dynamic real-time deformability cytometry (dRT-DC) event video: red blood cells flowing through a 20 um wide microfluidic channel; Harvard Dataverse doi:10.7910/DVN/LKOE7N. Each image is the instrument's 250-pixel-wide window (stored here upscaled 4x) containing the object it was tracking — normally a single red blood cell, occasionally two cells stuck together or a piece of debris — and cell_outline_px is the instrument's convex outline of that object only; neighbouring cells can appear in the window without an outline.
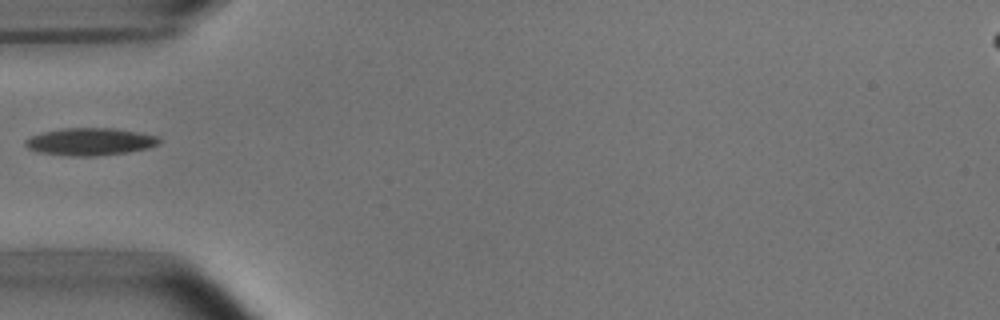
{"species": "common noctule bat (a hibernating species)", "species_latin": "Nyctalus noctula", "temperature_condition": "room temperature", "stored_images_in_passage": 3, "camera_frame_rate_fps": 3000, "um_per_image_px": 0.085, "animal": {"sex": "male", "body_mass_g": 15.6}, "frame": {"image": 1, "passage_image": 2, "time_ms": 1.333, "image_size_px": [1000, 320], "cell_outline_px": [[160, 144], [148, 148], [128, 152], [92, 156], [72, 156], [40, 152], [28, 148], [24, 144], [24, 140], [32, 136], [44, 132], [60, 128], [112, 128], [136, 132], [156, 136], [160, 140]], "centroid_in_image_um": [7.65, 12.04], "position_along_channel_um": 77.4, "area_um2": 21.15}}